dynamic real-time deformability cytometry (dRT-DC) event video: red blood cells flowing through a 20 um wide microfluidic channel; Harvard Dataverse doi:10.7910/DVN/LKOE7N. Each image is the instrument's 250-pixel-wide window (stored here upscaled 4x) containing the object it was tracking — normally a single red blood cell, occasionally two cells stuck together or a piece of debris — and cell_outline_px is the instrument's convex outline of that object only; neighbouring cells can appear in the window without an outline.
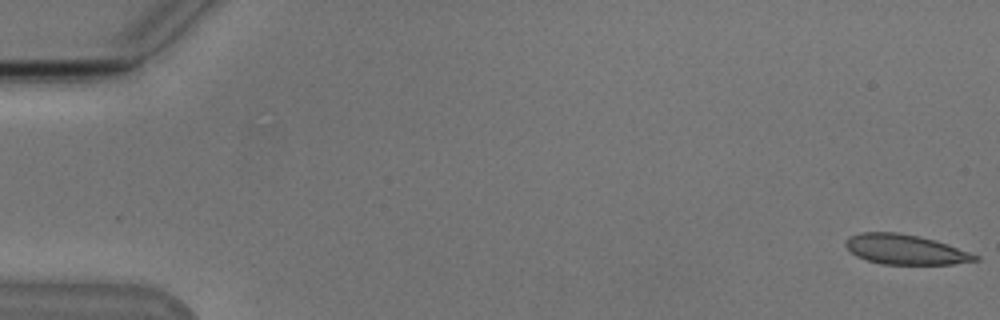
{"species": "Egyptian fruit bat (a non-hibernating species)", "species_latin": "Rousettus aegyptiacus", "temperature_condition": "cold", "stored_images_in_passage": 7, "camera_frame_rate_fps": 3000, "um_per_image_px": 0.085, "animal": {"sex": "male"}, "frame": {"image": 1, "passage_image": 1, "time_ms": 0.0, "image_size_px": [1000, 320], "cell_outline_px": [[980, 260], [952, 264], [880, 264], [856, 256], [844, 244], [844, 240], [848, 236], [860, 232], [896, 232], [920, 236], [936, 240], [948, 244], [980, 256]], "centroid_in_image_um": [76.94, 21.19], "position_along_channel_um": 8.1, "area_um2": 22.72}}